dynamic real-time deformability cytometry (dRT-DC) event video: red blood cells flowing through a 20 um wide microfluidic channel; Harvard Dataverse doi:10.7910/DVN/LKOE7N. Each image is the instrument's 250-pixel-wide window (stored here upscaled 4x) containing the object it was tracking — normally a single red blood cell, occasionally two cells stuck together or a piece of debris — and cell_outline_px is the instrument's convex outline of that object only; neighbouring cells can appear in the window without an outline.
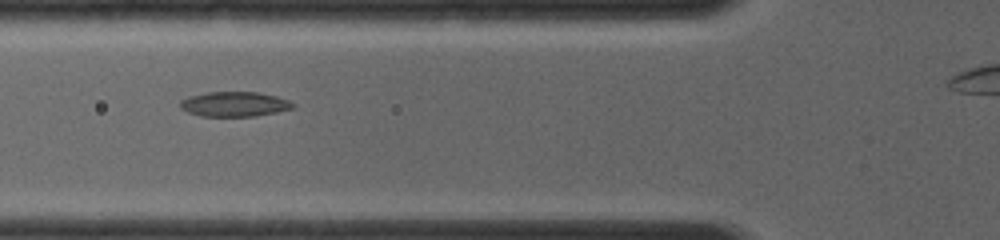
{"species": "common noctule bat (a hibernating species)", "species_latin": "Nyctalus noctula", "temperature_condition": "room temperature", "stored_images_in_passage": 41, "camera_frame_rate_fps": 4000, "um_per_image_px": 0.085, "animal": {"sex": "female", "body_mass_g": 19.0, "forearm_length_mm": 56.7}, "frame": {"image": 1, "passage_image": 5, "time_ms": 0.75, "image_size_px": [1000, 240], "cell_outline_px": [[296, 108], [256, 116], [200, 116], [188, 112], [180, 108], [180, 100], [188, 96], [208, 92], [256, 92], [276, 96], [288, 100], [296, 104]], "centroid_in_image_um": [19.93, 8.85], "position_along_channel_um": 105.9, "area_um2": 16.42}}
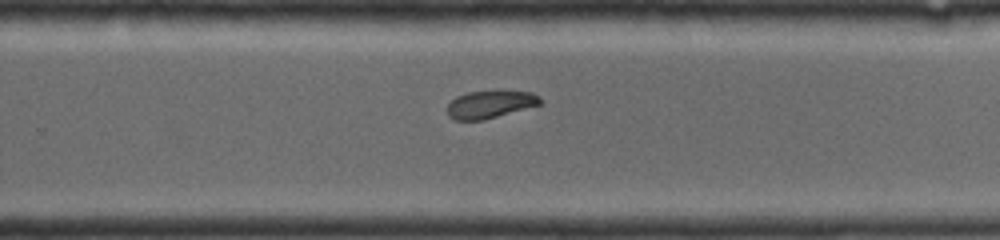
{"frame": {"image": 2, "passage_image": 24, "time_ms": 4.75, "image_size_px": [1000, 240], "cell_outline_px": [[540, 104], [484, 120], [456, 120], [448, 116], [448, 104], [456, 96], [468, 92], [532, 92], [540, 96]], "centroid_in_image_um": [41.62, 8.88], "position_along_channel_um": 288.2, "area_um2": 14.51}}
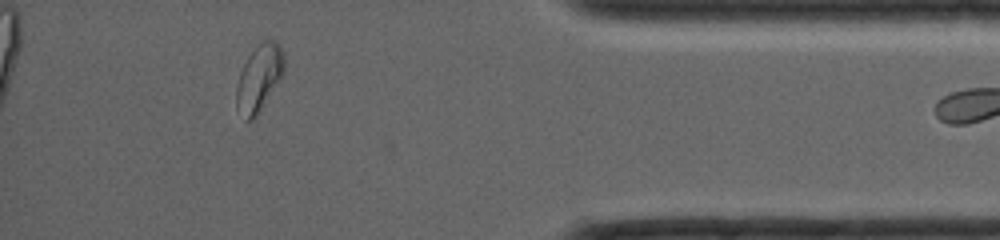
{"frame": {"image": 3, "passage_image": 39, "time_ms": 8.0, "image_size_px": [1000, 240], "cell_outline_px": [[284, 72], [256, 116], [252, 120], [248, 120], [236, 108], [236, 84], [240, 72], [248, 56], [264, 40], [272, 40], [280, 44], [284, 52]], "centroid_in_image_um": [22.02, 6.61], "position_along_channel_um": 413.2, "area_um2": 18.15}}